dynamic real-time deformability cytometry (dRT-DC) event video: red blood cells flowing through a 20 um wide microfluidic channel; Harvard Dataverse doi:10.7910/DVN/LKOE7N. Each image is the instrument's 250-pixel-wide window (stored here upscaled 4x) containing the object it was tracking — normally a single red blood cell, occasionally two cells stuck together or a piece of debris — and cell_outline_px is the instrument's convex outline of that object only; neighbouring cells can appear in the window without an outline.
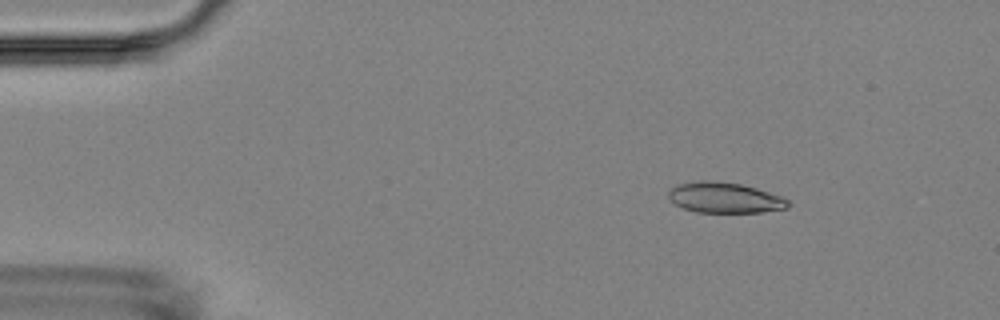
{"species": "Egyptian fruit bat (a non-hibernating species)", "species_latin": "Rousettus aegyptiacus", "temperature_condition": "room temperature", "stored_images_in_passage": 14, "camera_frame_rate_fps": 3000, "um_per_image_px": 0.085, "animal": {"sex": "female"}, "frame": {"image": 1, "passage_image": 2, "time_ms": 1.0, "image_size_px": [1000, 320], "cell_outline_px": [[792, 204], [788, 208], [760, 212], [696, 212], [684, 208], [676, 204], [668, 196], [668, 192], [676, 184], [700, 180], [712, 180], [740, 184], [756, 188], [780, 196], [788, 200]], "centroid_in_image_um": [61.6, 16.8], "position_along_channel_um": 23.4, "area_um2": 21.21}}
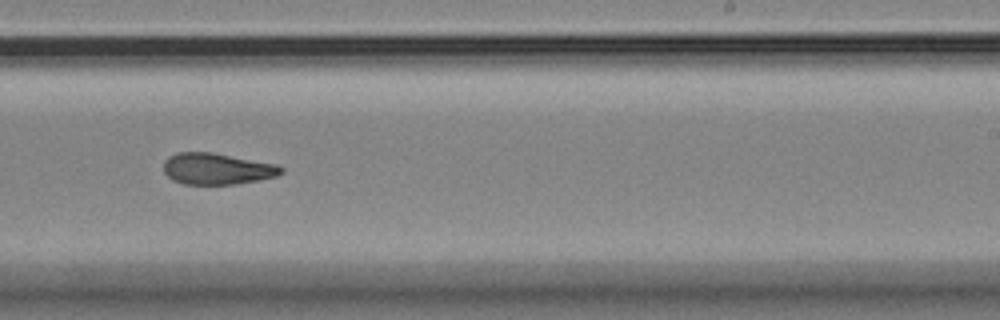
{"frame": {"image": 2, "passage_image": 9, "time_ms": 10.0, "image_size_px": [1000, 320], "cell_outline_px": [[284, 172], [276, 176], [260, 180], [236, 184], [184, 184], [172, 180], [164, 172], [164, 160], [168, 156], [176, 152], [212, 152], [276, 164], [284, 168]], "centroid_in_image_um": [18.44, 14.34], "position_along_channel_um": 270.6, "area_um2": 21.62}}
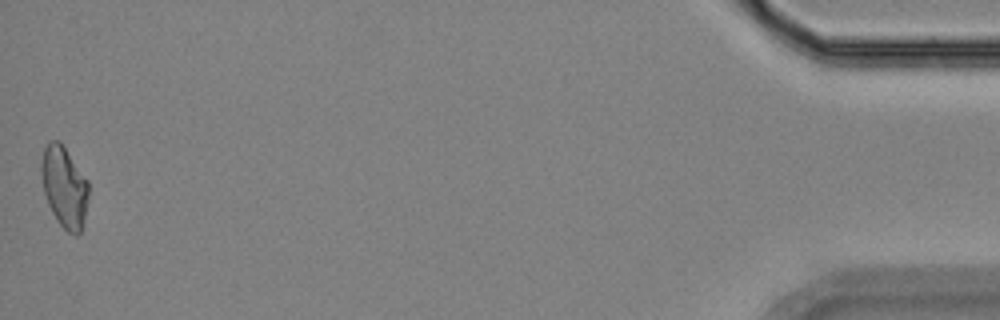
{"frame": {"image": 3, "passage_image": 14, "time_ms": 17.0, "image_size_px": [1000, 320], "cell_outline_px": [[88, 200], [84, 220], [80, 232], [76, 236], [68, 232], [60, 224], [52, 212], [48, 204], [44, 192], [40, 172], [40, 160], [44, 148], [48, 140], [60, 140], [88, 180]], "centroid_in_image_um": [5.45, 15.84], "position_along_channel_um": 429.7, "area_um2": 22.54}, "authors_computed_cell_mechanics": {"area_um2": 21.9062, "velocity_mm_per_s": 3.5625, "shape_relaxation_time_tau1_ms": 10.7417, "shape_relaxation_time_tau2_ms": 3.1704, "deformation_change_tau1": 0.2195, "deformation_change_tau2": 0.0792}}